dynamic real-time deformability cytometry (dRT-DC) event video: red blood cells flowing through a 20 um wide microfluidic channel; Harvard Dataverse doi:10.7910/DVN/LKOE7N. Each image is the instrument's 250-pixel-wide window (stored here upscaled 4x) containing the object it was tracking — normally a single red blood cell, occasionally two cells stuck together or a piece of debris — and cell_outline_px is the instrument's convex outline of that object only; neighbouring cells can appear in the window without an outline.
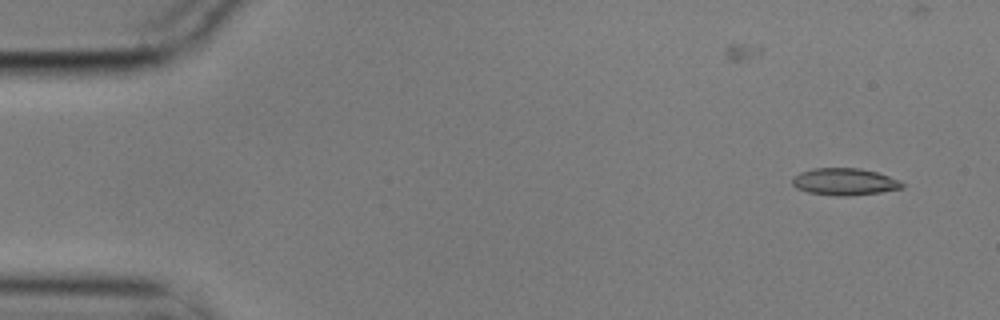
{"species": "common noctule bat (a hibernating species)", "species_latin": "Nyctalus noctula", "temperature_condition": "cold", "stored_images_in_passage": 6, "camera_frame_rate_fps": 3000, "um_per_image_px": 0.085, "animal": {"sex": "male", "body_mass_g": 17.9}, "frame": {"image": 1, "passage_image": 1, "time_ms": 0.0, "image_size_px": [1000, 320], "cell_outline_px": [[904, 188], [880, 192], [848, 196], [836, 196], [808, 192], [796, 188], [792, 184], [792, 180], [800, 172], [812, 168], [860, 168], [876, 172], [900, 180], [904, 184]], "centroid_in_image_um": [71.79, 15.45], "position_along_channel_um": 13.2, "area_um2": 17.28}}
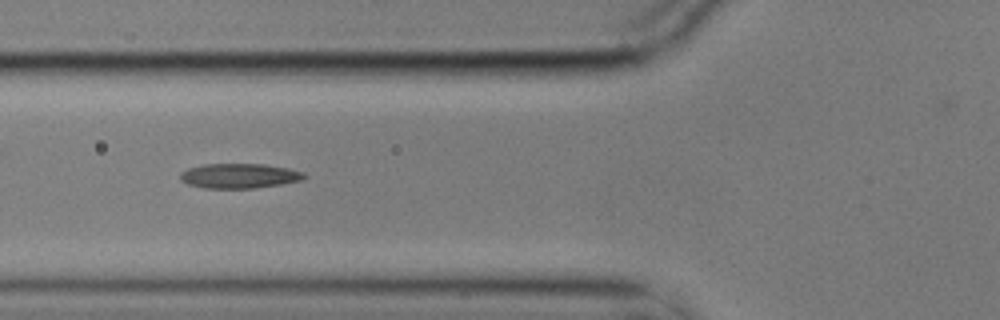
{"frame": {"image": 2, "passage_image": 6, "time_ms": 1.667, "image_size_px": [1000, 320], "cell_outline_px": [[308, 176], [300, 180], [280, 184], [256, 188], [204, 188], [188, 184], [180, 180], [180, 172], [188, 168], [204, 164], [264, 164], [288, 168], [304, 172]], "centroid_in_image_um": [20.33, 14.94], "position_along_channel_um": 105.5, "area_um2": 17.92}}